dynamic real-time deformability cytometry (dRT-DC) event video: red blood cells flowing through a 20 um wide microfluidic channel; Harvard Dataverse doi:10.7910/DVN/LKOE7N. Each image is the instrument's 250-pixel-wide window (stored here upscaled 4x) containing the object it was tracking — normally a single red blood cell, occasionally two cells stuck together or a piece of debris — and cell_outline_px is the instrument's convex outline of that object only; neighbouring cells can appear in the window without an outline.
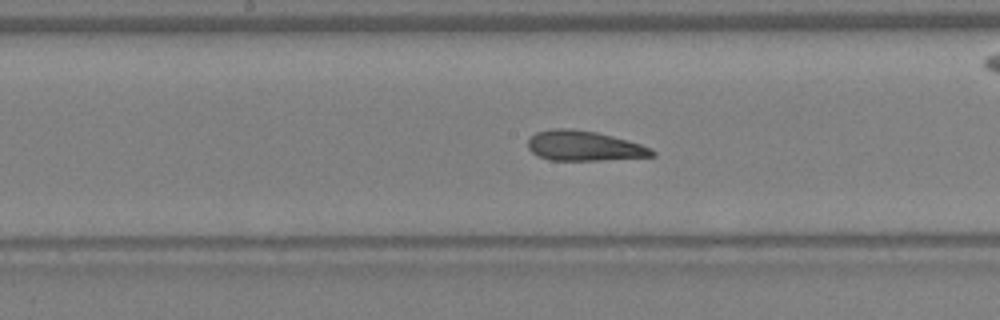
{"species": "Egyptian fruit bat (a non-hibernating species)", "species_latin": "Rousettus aegyptiacus", "temperature_condition": "warm", "stored_images_in_passage": 28, "segment_of_instrument_passage": [1, 2], "camera_frame_rate_fps": 3000, "um_per_image_px": 0.085, "animal": {"sex": "female"}, "frame": {"image": 1, "passage_image": 16, "time_ms": 5.0, "image_size_px": [1000, 320], "cell_outline_px": [[656, 156], [604, 160], [548, 160], [536, 156], [528, 148], [528, 140], [536, 132], [552, 128], [572, 128], [596, 132], [628, 140], [652, 148], [656, 152]], "centroid_in_image_um": [49.64, 12.4], "position_along_channel_um": 198.6, "area_um2": 21.91}}
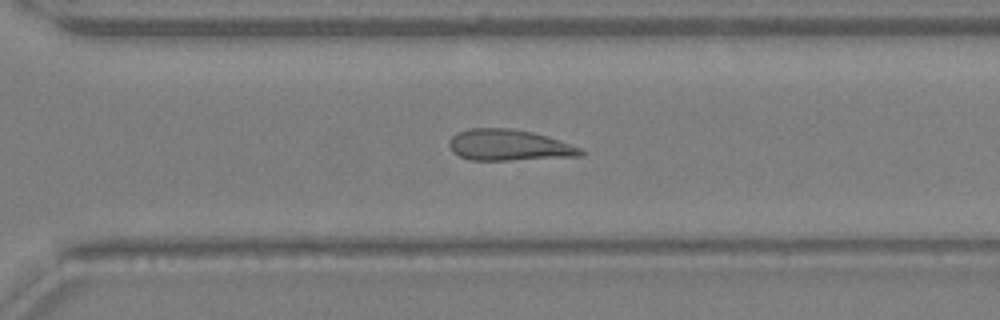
{"frame": {"image": 2, "passage_image": 24, "time_ms": 7.667, "image_size_px": [1000, 320], "cell_outline_px": [[584, 156], [512, 160], [468, 160], [452, 152], [448, 144], [452, 136], [456, 132], [468, 128], [512, 128], [532, 132], [548, 136], [560, 140], [580, 148], [584, 152]], "centroid_in_image_um": [43.25, 12.34], "position_along_channel_um": 327.4, "area_um2": 24.1}}